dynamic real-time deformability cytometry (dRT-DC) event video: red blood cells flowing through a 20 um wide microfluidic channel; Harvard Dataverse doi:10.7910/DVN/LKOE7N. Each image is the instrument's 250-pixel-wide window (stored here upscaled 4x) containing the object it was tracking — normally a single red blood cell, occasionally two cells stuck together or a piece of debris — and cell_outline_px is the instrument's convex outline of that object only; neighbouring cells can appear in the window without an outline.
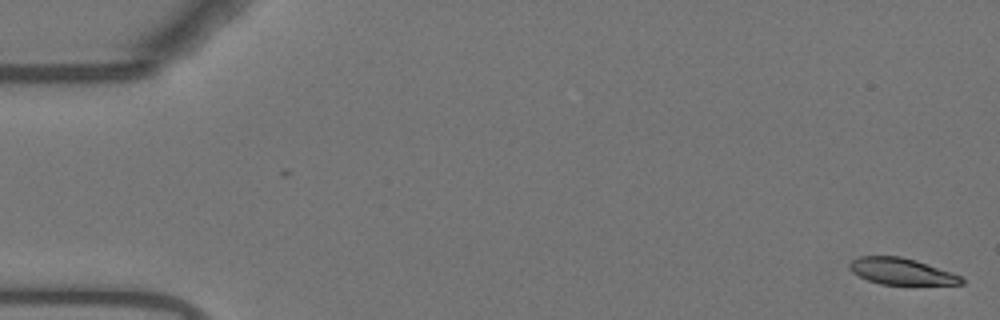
{"species": "Egyptian fruit bat (a non-hibernating species)", "species_latin": "Rousettus aegyptiacus", "temperature_condition": "warm", "stored_images_in_passage": 2, "camera_frame_rate_fps": 3000, "um_per_image_px": 0.085, "animal": {"sex": "female"}, "frame": {"image": 1, "passage_image": 2, "time_ms": 0.333, "image_size_px": [1000, 320], "cell_outline_px": [[964, 284], [880, 284], [868, 280], [852, 272], [848, 268], [848, 264], [852, 260], [860, 256], [900, 256], [916, 260], [952, 272], [960, 276], [964, 280]], "centroid_in_image_um": [76.6, 23.06], "position_along_channel_um": 8.4, "area_um2": 17.17}}